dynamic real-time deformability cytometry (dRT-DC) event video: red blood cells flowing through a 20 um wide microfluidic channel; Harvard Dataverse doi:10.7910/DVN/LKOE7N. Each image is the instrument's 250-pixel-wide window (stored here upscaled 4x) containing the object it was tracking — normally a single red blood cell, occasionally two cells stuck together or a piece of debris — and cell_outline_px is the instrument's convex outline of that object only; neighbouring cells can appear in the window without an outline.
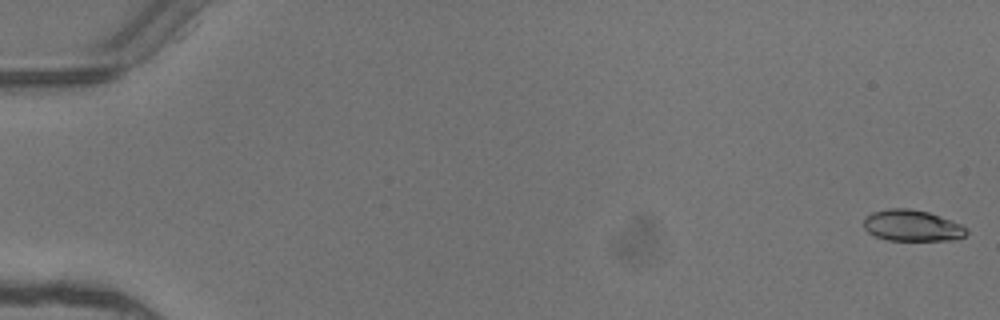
{"species": "common noctule bat (a hibernating species)", "species_latin": "Nyctalus noctula", "temperature_condition": "warm", "stored_images_in_passage": 6, "camera_frame_rate_fps": 3000, "um_per_image_px": 0.085, "animal": {"sex": "female"}, "frame": {"image": 1, "passage_image": 1, "time_ms": 0.0, "image_size_px": [1000, 320], "cell_outline_px": [[968, 232], [964, 236], [956, 240], [888, 240], [876, 236], [868, 232], [864, 228], [864, 216], [872, 212], [888, 208], [908, 208], [928, 212], [952, 220], [968, 228]], "centroid_in_image_um": [77.53, 19.17], "position_along_channel_um": 7.5, "area_um2": 18.84}}
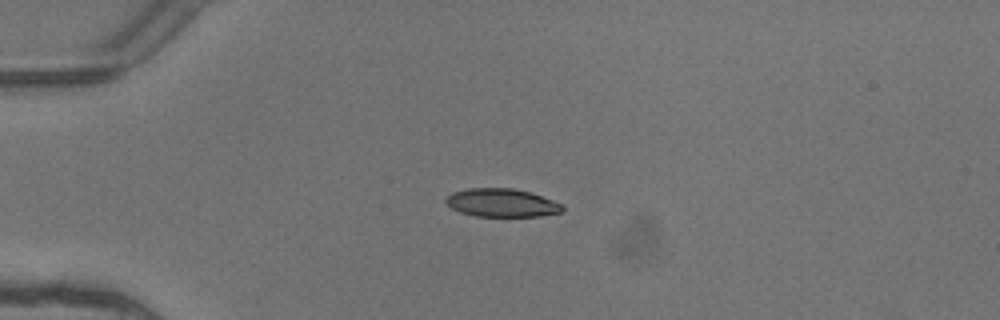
{"frame": {"image": 2, "passage_image": 4, "time_ms": 1.0, "image_size_px": [1000, 320], "cell_outline_px": [[564, 212], [540, 216], [476, 216], [460, 212], [452, 208], [444, 200], [452, 192], [468, 188], [512, 188], [532, 192], [564, 204]], "centroid_in_image_um": [42.7, 17.23], "position_along_channel_um": 42.3, "area_um2": 19.36}}
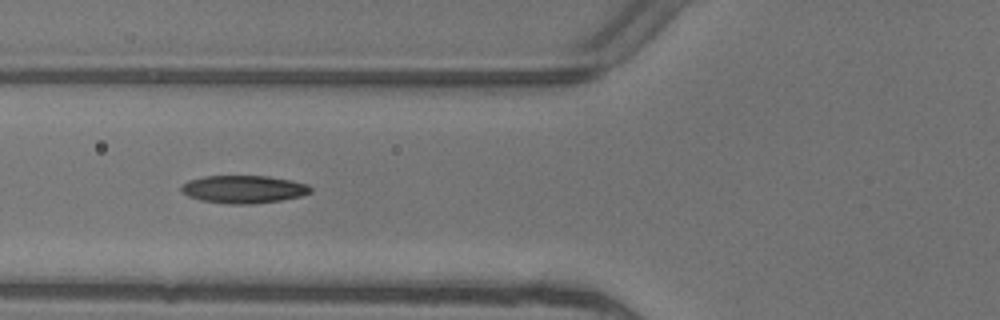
{"frame": {"image": 3, "passage_image": 6, "time_ms": 1.667, "image_size_px": [1000, 320], "cell_outline_px": [[312, 192], [300, 196], [280, 200], [252, 204], [228, 204], [200, 200], [188, 196], [180, 188], [188, 180], [204, 176], [268, 176], [292, 180], [308, 184], [312, 188]], "centroid_in_image_um": [20.73, 16.08], "position_along_channel_um": 105.1, "area_um2": 20.92}}